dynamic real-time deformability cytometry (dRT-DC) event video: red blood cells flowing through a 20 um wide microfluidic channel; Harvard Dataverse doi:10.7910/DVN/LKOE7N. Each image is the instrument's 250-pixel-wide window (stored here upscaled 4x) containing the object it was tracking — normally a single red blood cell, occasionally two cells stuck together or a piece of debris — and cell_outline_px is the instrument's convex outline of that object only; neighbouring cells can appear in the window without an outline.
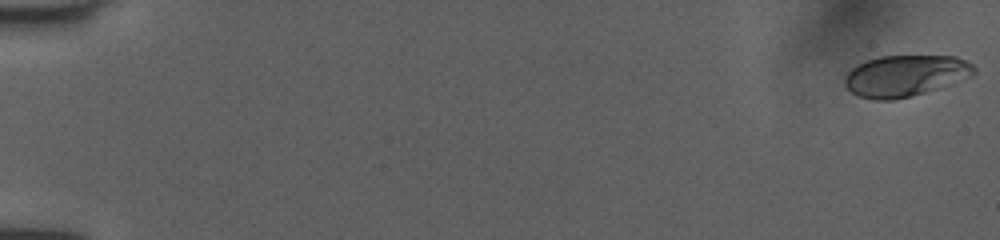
{"species": "human", "species_latin": "Homo sapiens", "temperature_condition": "room temperature", "stored_images_in_passage": 52, "camera_frame_rate_fps": 3000, "um_per_image_px": 0.085, "donor": {"sex": "female"}, "frame": {"image": 1, "passage_image": 1, "time_ms": 0.0, "image_size_px": [1000, 240], "cell_outline_px": [[976, 72], [972, 76], [952, 84], [924, 92], [892, 100], [872, 100], [860, 96], [852, 92], [844, 84], [844, 76], [852, 68], [868, 60], [880, 56], [956, 56], [972, 64], [976, 68]], "centroid_in_image_um": [76.97, 6.43], "position_along_channel_um": 8.0, "area_um2": 30.98}}
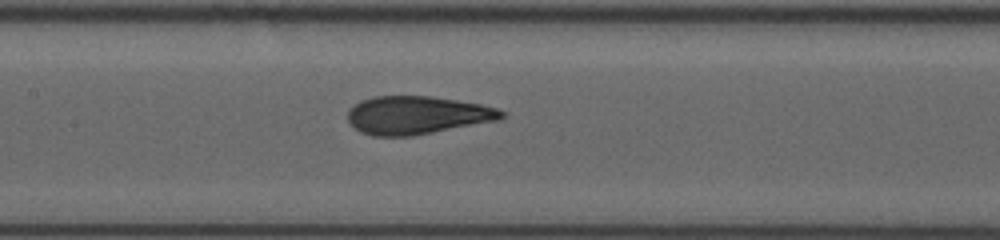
{"frame": {"image": 2, "passage_image": 27, "time_ms": 8.667, "image_size_px": [1000, 240], "cell_outline_px": [[504, 116], [500, 120], [412, 136], [372, 136], [360, 132], [348, 120], [348, 108], [360, 100], [372, 96], [432, 96], [480, 104], [496, 108], [504, 112]], "centroid_in_image_um": [35.42, 9.79], "position_along_channel_um": 172.0, "area_um2": 34.22}}
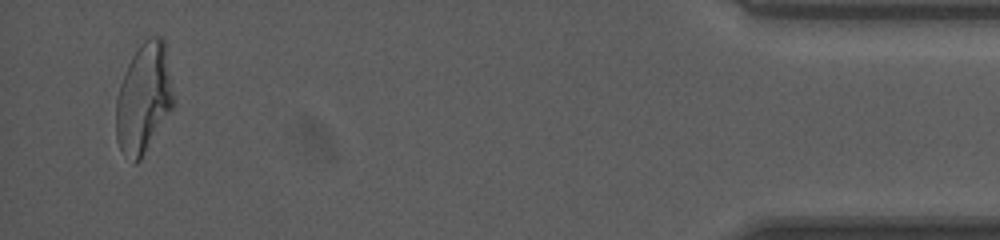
{"frame": {"image": 3, "passage_image": 51, "time_ms": 16.667, "image_size_px": [1000, 240], "cell_outline_px": [[172, 108], [140, 160], [136, 164], [132, 164], [120, 148], [116, 140], [116, 100], [120, 84], [128, 64], [132, 56], [140, 44], [148, 36], [164, 36], [172, 92]], "centroid_in_image_um": [12.19, 8.35], "position_along_channel_um": 423.0, "area_um2": 36.36}, "authors_computed_cell_mechanics": {"area_um2": 34.1598, "velocity_mm_per_s": 4.0125, "shape_relaxation_time_tau1_ms": 4.4818, "shape_relaxation_time_tau2_ms": 0.7196, "deformation_change_tau1": 0.1671, "deformation_change_tau2": 0.0556}}